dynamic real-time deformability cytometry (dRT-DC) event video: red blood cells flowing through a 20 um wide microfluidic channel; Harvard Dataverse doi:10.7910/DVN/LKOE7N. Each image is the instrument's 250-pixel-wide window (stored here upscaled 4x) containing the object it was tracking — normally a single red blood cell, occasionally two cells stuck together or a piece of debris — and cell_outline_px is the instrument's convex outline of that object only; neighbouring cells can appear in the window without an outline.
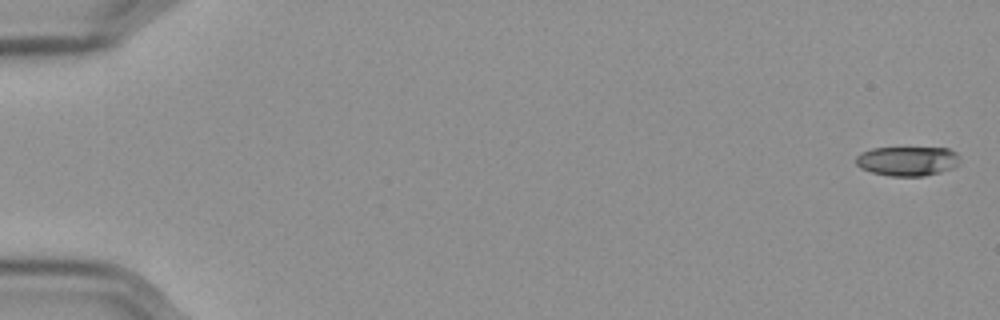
{"species": "Egyptian fruit bat (a non-hibernating species)", "species_latin": "Rousettus aegyptiacus", "temperature_condition": "cold", "stored_images_in_passage": 57, "camera_frame_rate_fps": 3000, "um_per_image_px": 0.085, "frame": {"image": 1, "passage_image": 1, "time_ms": 0.0, "image_size_px": [1000, 320], "cell_outline_px": [[960, 164], [952, 168], [940, 172], [924, 176], [888, 176], [872, 172], [860, 168], [856, 164], [856, 156], [860, 152], [872, 148], [948, 148], [956, 152], [960, 156]], "centroid_in_image_um": [77.14, 13.69], "position_along_channel_um": 7.9, "area_um2": 18.03}}
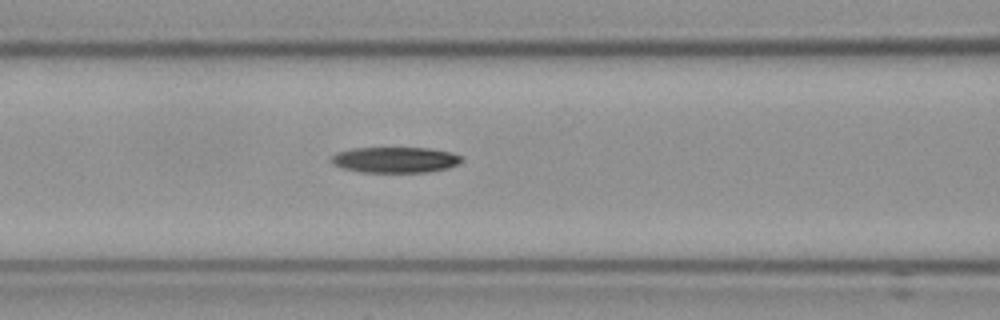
{"frame": {"image": 2, "passage_image": 25, "time_ms": 8.0, "image_size_px": [1000, 320], "cell_outline_px": [[464, 160], [460, 164], [448, 168], [428, 172], [364, 172], [344, 168], [336, 164], [332, 160], [332, 156], [336, 152], [352, 148], [428, 148], [452, 152], [464, 156]], "centroid_in_image_um": [33.69, 13.58], "position_along_channel_um": 132.9, "area_um2": 19.59}}
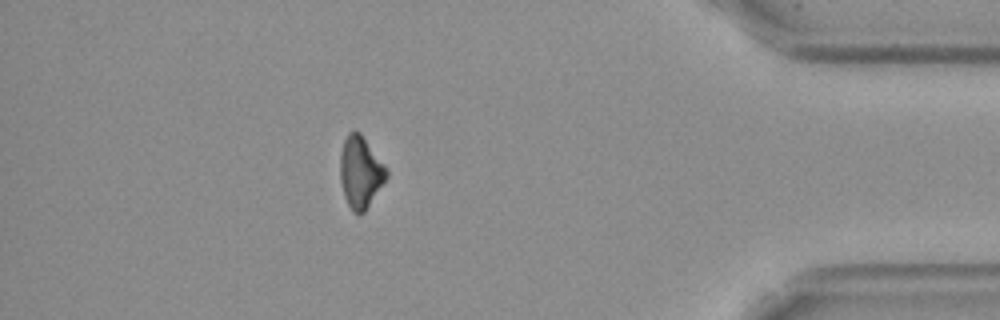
{"frame": {"image": 3, "passage_image": 51, "time_ms": 16.667, "image_size_px": [1000, 320], "cell_outline_px": [[388, 176], [364, 212], [352, 212], [344, 196], [340, 180], [340, 152], [344, 140], [348, 132], [360, 132], [388, 172]], "centroid_in_image_um": [30.6, 14.63], "position_along_channel_um": 404.6, "area_um2": 18.9}, "authors_computed_cell_mechanics": {"area_um2": 19.363, "velocity_mm_per_s": 3.5808, "shape_relaxation_time_tau1_ms": 7.068, "shape_relaxation_time_tau2_ms": null, "deformation_change_tau1": 0.1602, "deformation_change_tau2": null}}